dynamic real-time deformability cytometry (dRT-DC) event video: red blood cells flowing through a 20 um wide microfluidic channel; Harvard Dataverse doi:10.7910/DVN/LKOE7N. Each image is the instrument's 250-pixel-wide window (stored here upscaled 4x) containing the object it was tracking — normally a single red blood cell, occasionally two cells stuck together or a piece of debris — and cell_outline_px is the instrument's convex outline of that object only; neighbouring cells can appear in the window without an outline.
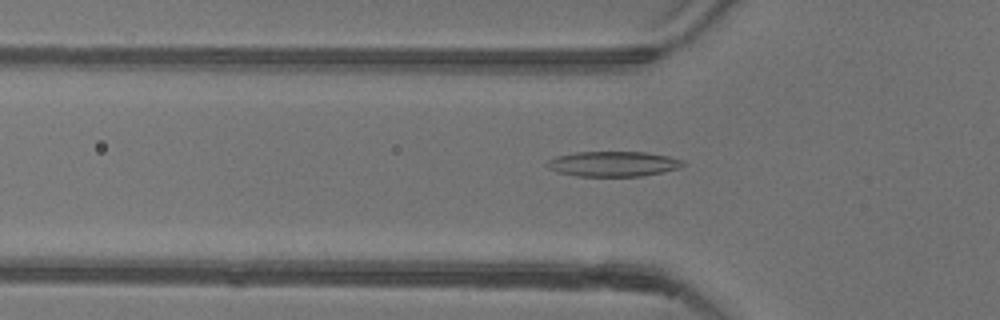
{"species": "common noctule bat (a hibernating species)", "species_latin": "Nyctalus noctula", "temperature_condition": "warm", "stored_images_in_passage": 26, "camera_frame_rate_fps": 3000, "um_per_image_px": 0.085, "animal": {"sex": "female"}, "frame": {"image": 1, "passage_image": 17, "time_ms": 5.333, "image_size_px": [1000, 320], "cell_outline_px": [[684, 164], [680, 168], [640, 176], [576, 176], [560, 172], [548, 168], [544, 164], [548, 160], [556, 156], [576, 152], [648, 152], [668, 156], [684, 160]], "centroid_in_image_um": [52.11, 13.92], "position_along_channel_um": 73.7, "area_um2": 19.88}}
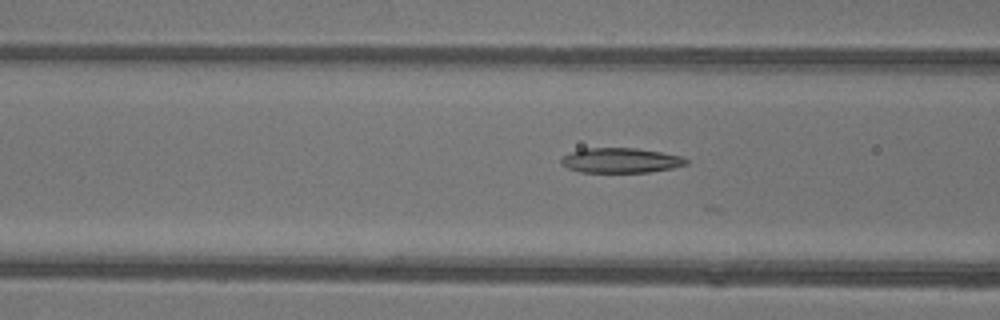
{"frame": {"image": 2, "passage_image": 20, "time_ms": 6.333, "image_size_px": [1000, 320], "cell_outline_px": [[688, 164], [672, 168], [648, 172], [580, 172], [568, 168], [560, 164], [560, 160], [564, 156], [572, 152], [584, 148], [636, 148], [660, 152], [680, 156], [688, 160]], "centroid_in_image_um": [52.74, 13.64], "position_along_channel_um": 113.9, "area_um2": 18.03}}
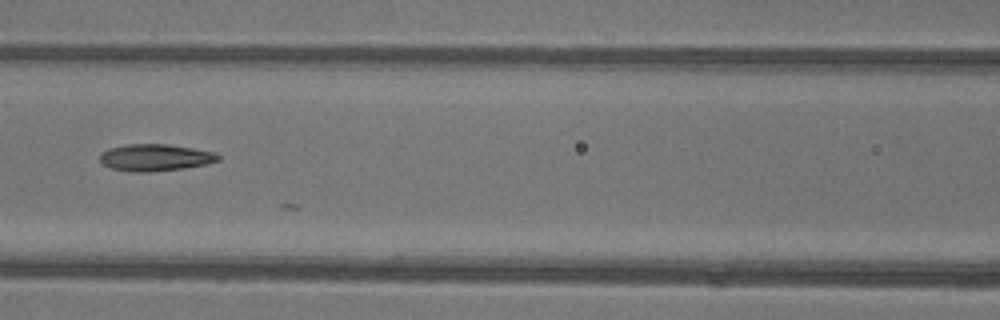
{"frame": {"image": 3, "passage_image": 23, "time_ms": 7.333, "image_size_px": [1000, 320], "cell_outline_px": [[220, 160], [204, 164], [184, 168], [148, 172], [132, 172], [112, 168], [104, 164], [100, 160], [100, 152], [108, 148], [128, 144], [168, 144], [216, 152], [220, 156]], "centroid_in_image_um": [13.19, 13.38], "position_along_channel_um": 153.4, "area_um2": 18.5}}